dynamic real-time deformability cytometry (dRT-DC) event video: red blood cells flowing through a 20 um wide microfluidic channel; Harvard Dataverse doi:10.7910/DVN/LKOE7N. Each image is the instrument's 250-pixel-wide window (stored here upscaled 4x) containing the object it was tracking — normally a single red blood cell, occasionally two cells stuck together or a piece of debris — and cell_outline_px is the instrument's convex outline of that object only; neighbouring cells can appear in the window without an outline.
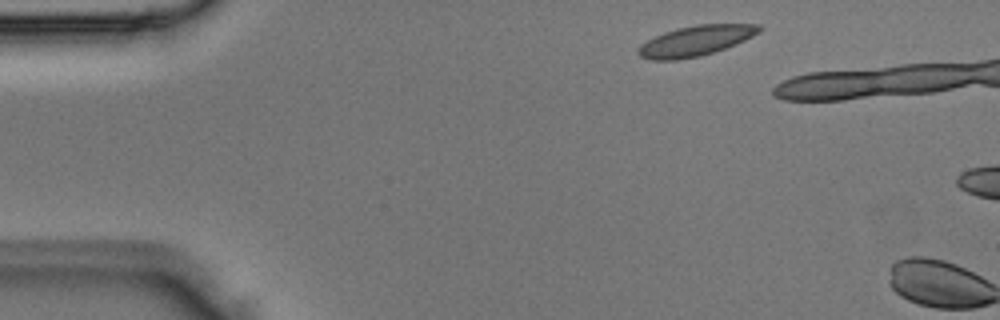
{"species": "Egyptian fruit bat (a non-hibernating species)", "species_latin": "Rousettus aegyptiacus", "temperature_condition": "room temperature", "stored_images_in_passage": 2, "camera_frame_rate_fps": 3000, "um_per_image_px": 0.085, "animal": {"sex": "male"}, "frame": {"image": 1, "passage_image": 1, "time_ms": 0.0, "image_size_px": [1000, 320], "cell_outline_px": [[764, 28], [760, 32], [736, 44], [700, 56], [676, 60], [652, 60], [640, 56], [636, 52], [640, 44], [664, 32], [676, 28], [696, 24], [760, 24]], "centroid_in_image_um": [59.13, 3.46], "position_along_channel_um": 25.9, "area_um2": 21.33}}